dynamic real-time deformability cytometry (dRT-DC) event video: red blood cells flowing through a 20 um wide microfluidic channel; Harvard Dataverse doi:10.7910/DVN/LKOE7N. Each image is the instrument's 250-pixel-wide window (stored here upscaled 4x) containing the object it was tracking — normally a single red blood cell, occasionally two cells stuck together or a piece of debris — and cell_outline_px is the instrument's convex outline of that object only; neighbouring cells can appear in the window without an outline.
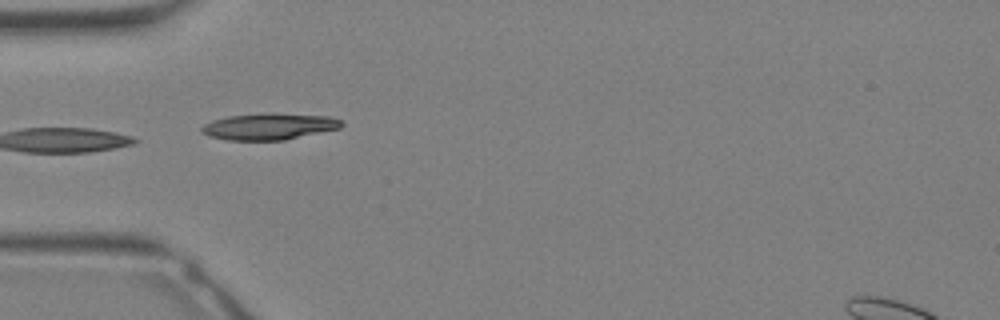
{"species": "Egyptian fruit bat (a non-hibernating species)", "species_latin": "Rousettus aegyptiacus", "temperature_condition": "warm", "stored_images_in_passage": 32, "camera_frame_rate_fps": 3000, "um_per_image_px": 0.085, "animal": {"sex": "female"}, "frame": {"image": 1, "passage_image": 10, "time_ms": 3.0, "image_size_px": [1000, 320], "cell_outline_px": [[344, 124], [340, 128], [284, 140], [228, 140], [208, 136], [200, 132], [200, 128], [204, 124], [212, 120], [228, 116], [328, 116], [344, 120]], "centroid_in_image_um": [22.84, 10.81], "position_along_channel_um": 62.2, "area_um2": 20.4}}